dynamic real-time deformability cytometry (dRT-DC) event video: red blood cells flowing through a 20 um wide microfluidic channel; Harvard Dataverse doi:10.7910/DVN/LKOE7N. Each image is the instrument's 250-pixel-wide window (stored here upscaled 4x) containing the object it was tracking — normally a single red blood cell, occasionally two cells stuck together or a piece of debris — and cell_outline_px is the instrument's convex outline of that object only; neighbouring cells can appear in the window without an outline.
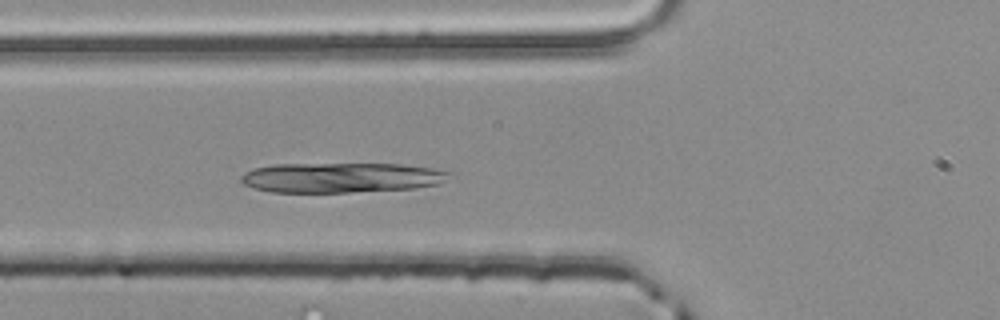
{"species": "common noctule bat (a hibernating species)", "species_latin": "Nyctalus noctula", "temperature_condition": "room temperature", "stored_images_in_passage": 9, "camera_frame_rate_fps": 3000, "um_per_image_px": 0.085, "animal": {"sex": "male", "body_mass_g": 20.4}, "frame": {"image": 1, "passage_image": 6, "time_ms": 1.667, "image_size_px": [1000, 320], "cell_outline_px": [[452, 172], [436, 184], [412, 188], [348, 192], [272, 192], [256, 188], [244, 184], [240, 180], [240, 176], [244, 172], [252, 168], [272, 164], [404, 164], [432, 168]], "centroid_in_image_um": [28.91, 15.08], "position_along_channel_um": 96.9, "area_um2": 36.07}}